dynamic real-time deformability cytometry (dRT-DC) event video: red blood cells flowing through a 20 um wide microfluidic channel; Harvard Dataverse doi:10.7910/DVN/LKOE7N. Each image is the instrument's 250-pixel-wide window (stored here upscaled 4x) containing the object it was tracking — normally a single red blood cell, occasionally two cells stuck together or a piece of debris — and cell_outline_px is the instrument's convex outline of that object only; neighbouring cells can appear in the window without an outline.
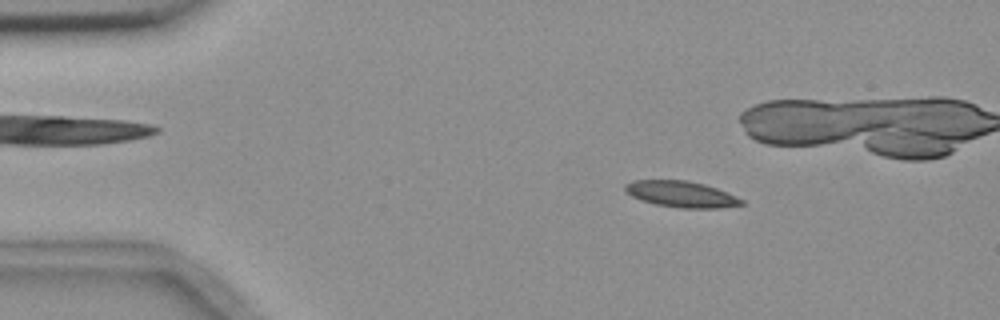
{"species": "common noctule bat (a hibernating species)", "species_latin": "Nyctalus noctula", "temperature_condition": "room temperature", "stored_images_in_passage": 5, "camera_frame_rate_fps": 3000, "um_per_image_px": 0.085, "animal": {"sex": "female", "body_mass_g": 18.4}, "frame": {"image": 1, "passage_image": 2, "time_ms": 2.0, "image_size_px": [1000, 320], "cell_outline_px": [[744, 204], [720, 208], [680, 208], [656, 204], [640, 200], [632, 196], [624, 188], [624, 184], [632, 180], [688, 180], [704, 184], [716, 188], [736, 196], [744, 200]], "centroid_in_image_um": [57.9, 16.5], "position_along_channel_um": 27.1, "area_um2": 17.74}}